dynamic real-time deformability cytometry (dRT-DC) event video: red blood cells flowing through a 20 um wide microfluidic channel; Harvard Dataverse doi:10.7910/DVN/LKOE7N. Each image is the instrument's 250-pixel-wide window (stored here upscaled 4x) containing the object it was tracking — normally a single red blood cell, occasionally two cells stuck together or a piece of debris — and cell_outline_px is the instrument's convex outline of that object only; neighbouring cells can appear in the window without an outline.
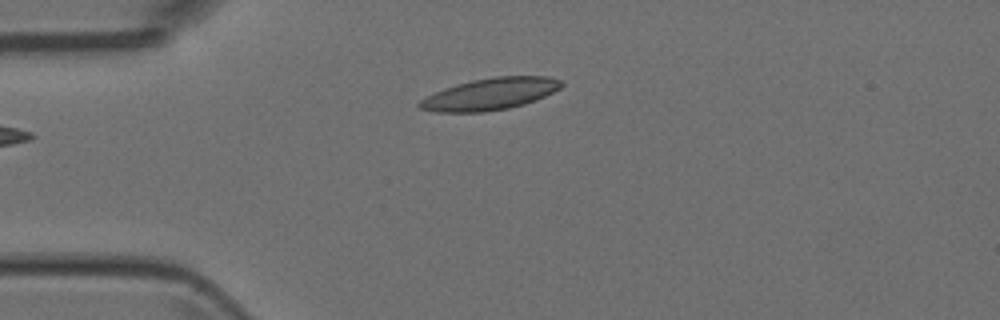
{"species": "Egyptian fruit bat (a non-hibernating species)", "species_latin": "Rousettus aegyptiacus", "temperature_condition": "room temperature", "stored_images_in_passage": 7, "camera_frame_rate_fps": 3000, "um_per_image_px": 0.085, "animal": {"sex": "female"}, "frame": {"image": 1, "passage_image": 3, "time_ms": 3.333, "image_size_px": [1000, 320], "cell_outline_px": [[564, 84], [560, 88], [536, 100], [524, 104], [508, 108], [484, 112], [436, 112], [420, 108], [416, 104], [420, 100], [444, 88], [456, 84], [472, 80], [496, 76], [548, 76], [564, 80]], "centroid_in_image_um": [41.69, 7.98], "position_along_channel_um": 43.3, "area_um2": 26.3}}
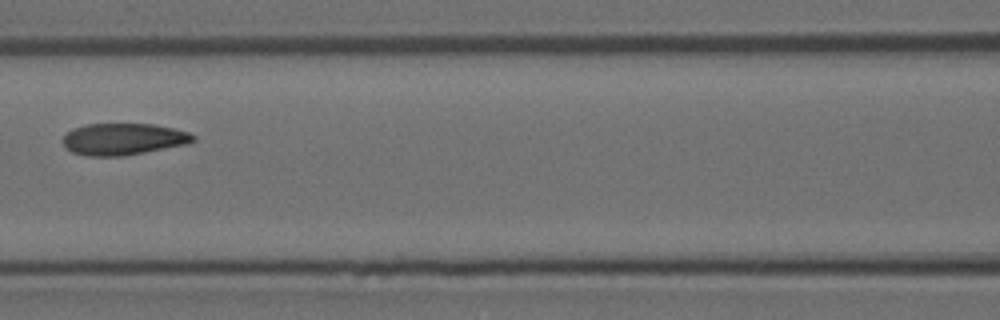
{"frame": {"image": 2, "passage_image": 6, "time_ms": 6.667, "image_size_px": [1000, 320], "cell_outline_px": [[196, 140], [188, 144], [124, 156], [88, 156], [72, 152], [64, 148], [64, 136], [72, 128], [84, 124], [152, 124], [172, 128], [188, 132], [196, 136]], "centroid_in_image_um": [10.48, 11.83], "position_along_channel_um": 156.1, "area_um2": 24.16}}
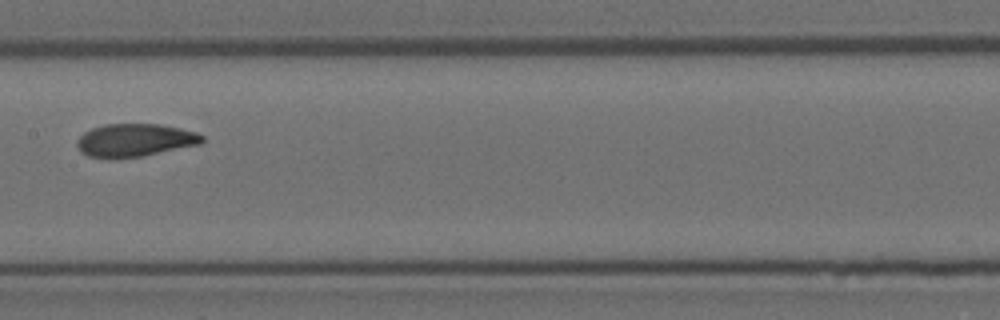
{"frame": {"image": 3, "passage_image": 7, "time_ms": 7.667, "image_size_px": [1000, 320], "cell_outline_px": [[204, 140], [200, 144], [144, 156], [112, 160], [108, 160], [88, 156], [80, 152], [76, 144], [80, 136], [84, 132], [92, 128], [104, 124], [160, 124], [180, 128], [196, 132], [204, 136]], "centroid_in_image_um": [11.43, 11.94], "position_along_channel_um": 196.0, "area_um2": 24.45}}